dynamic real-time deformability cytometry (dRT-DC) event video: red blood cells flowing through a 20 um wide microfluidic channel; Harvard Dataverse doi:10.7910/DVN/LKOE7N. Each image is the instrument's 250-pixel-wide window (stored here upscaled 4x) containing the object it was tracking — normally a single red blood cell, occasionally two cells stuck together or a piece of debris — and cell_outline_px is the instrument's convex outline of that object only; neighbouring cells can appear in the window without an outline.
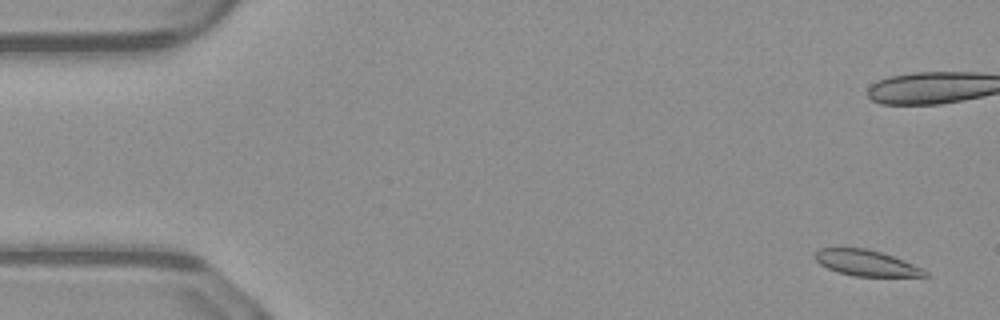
{"species": "common noctule bat (a hibernating species)", "species_latin": "Nyctalus noctula", "temperature_condition": "warm", "stored_images_in_passage": 50, "camera_frame_rate_fps": 3000, "um_per_image_px": 0.085, "animal": {"sex": "male", "body_mass_g": 23.1, "forearm_length_mm": 52.7}, "frame": {"image": 1, "passage_image": 1, "time_ms": 0.0, "image_size_px": [1000, 320], "cell_outline_px": [[928, 276], [852, 276], [836, 272], [820, 264], [816, 260], [816, 252], [820, 248], [868, 248], [892, 256], [924, 268], [928, 272]], "centroid_in_image_um": [73.64, 22.36], "position_along_channel_um": 11.4, "area_um2": 16.47}}
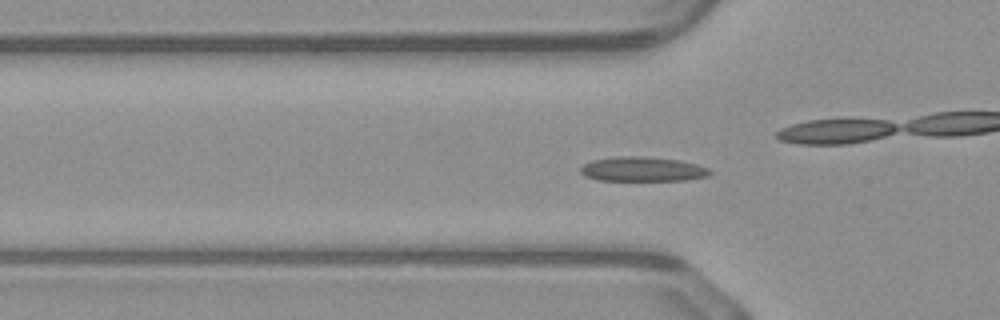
{"frame": {"image": 2, "passage_image": 15, "time_ms": 4.667, "image_size_px": [1000, 320], "cell_outline_px": [[712, 172], [708, 176], [684, 180], [596, 180], [584, 176], [580, 172], [580, 168], [584, 164], [592, 160], [616, 156], [644, 156], [680, 160], [696, 164], [708, 168]], "centroid_in_image_um": [54.59, 14.37], "position_along_channel_um": 71.2, "area_um2": 18.55}}